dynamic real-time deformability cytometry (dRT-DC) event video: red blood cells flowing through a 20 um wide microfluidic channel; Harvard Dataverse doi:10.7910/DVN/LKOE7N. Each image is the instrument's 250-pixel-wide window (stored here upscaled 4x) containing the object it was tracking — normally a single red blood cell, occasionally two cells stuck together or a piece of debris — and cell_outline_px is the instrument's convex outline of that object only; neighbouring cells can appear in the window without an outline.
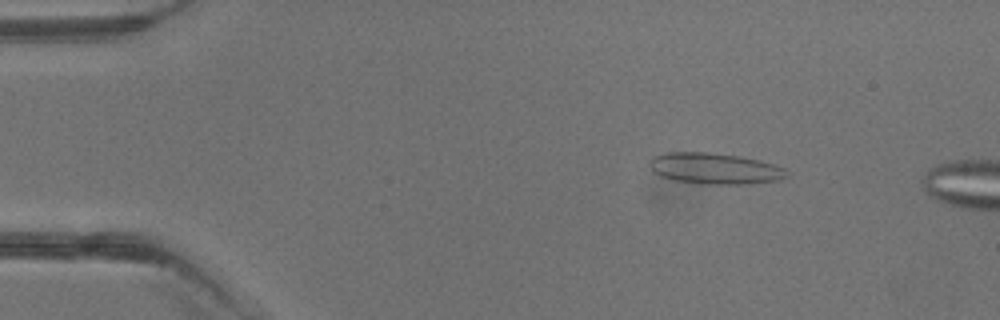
{"species": "common noctule bat (a hibernating species)", "species_latin": "Nyctalus noctula", "temperature_condition": "warm", "stored_images_in_passage": 3, "camera_frame_rate_fps": 3000, "um_per_image_px": 0.085, "animal": {"sex": "male", "body_mass_g": 13.3}, "frame": {"image": 1, "passage_image": 2, "time_ms": 1.333, "image_size_px": [1000, 320], "cell_outline_px": [[788, 176], [780, 180], [744, 184], [700, 184], [672, 180], [660, 176], [652, 172], [648, 164], [648, 160], [652, 156], [664, 152], [708, 152], [740, 156], [760, 160], [784, 168], [788, 172]], "centroid_in_image_um": [60.69, 14.32], "position_along_channel_um": 24.3, "area_um2": 25.26}}